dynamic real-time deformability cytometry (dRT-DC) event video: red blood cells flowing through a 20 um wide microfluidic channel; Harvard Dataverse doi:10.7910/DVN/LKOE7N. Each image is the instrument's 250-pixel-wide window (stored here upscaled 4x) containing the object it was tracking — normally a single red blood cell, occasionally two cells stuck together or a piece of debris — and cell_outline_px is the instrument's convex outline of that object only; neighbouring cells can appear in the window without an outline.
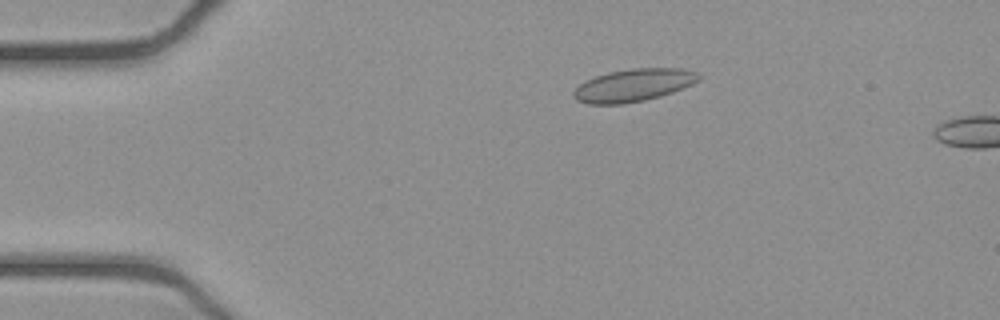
{"species": "common noctule bat (a hibernating species)", "species_latin": "Nyctalus noctula", "temperature_condition": "cold", "stored_images_in_passage": 12, "camera_frame_rate_fps": 3000, "um_per_image_px": 0.085, "animal": {"sex": "female", "body_mass_g": 21.9}, "frame": {"image": 1, "passage_image": 9, "time_ms": 2.667, "image_size_px": [1000, 320], "cell_outline_px": [[704, 76], [700, 80], [692, 84], [672, 92], [660, 96], [644, 100], [624, 104], [588, 104], [576, 100], [572, 96], [572, 92], [584, 80], [608, 72], [632, 68], [684, 68], [696, 72]], "centroid_in_image_um": [53.85, 7.24], "position_along_channel_um": 31.1, "area_um2": 23.99}}